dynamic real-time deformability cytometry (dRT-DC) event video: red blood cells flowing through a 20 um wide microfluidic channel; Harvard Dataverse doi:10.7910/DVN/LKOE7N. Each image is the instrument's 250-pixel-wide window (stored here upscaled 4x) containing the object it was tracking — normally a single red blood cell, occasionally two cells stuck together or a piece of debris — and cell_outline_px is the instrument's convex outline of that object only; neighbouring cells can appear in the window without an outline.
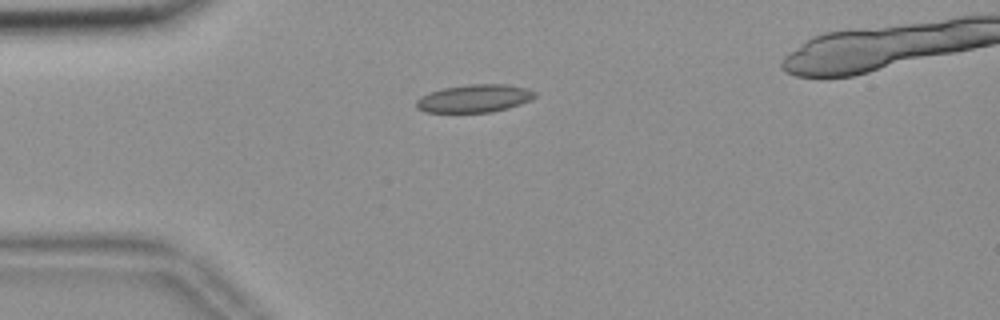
{"species": "common noctule bat (a hibernating species)", "species_latin": "Nyctalus noctula", "temperature_condition": "room temperature", "stored_images_in_passage": 40, "camera_frame_rate_fps": 3000, "um_per_image_px": 0.085, "animal": {"sex": "female", "body_mass_g": 18.4}, "frame": {"image": 1, "passage_image": 1, "time_ms": 0.0, "image_size_px": [1000, 320], "cell_outline_px": [[536, 96], [532, 100], [508, 108], [492, 112], [424, 112], [416, 108], [416, 100], [420, 96], [428, 92], [444, 88], [468, 84], [504, 84], [528, 88], [536, 92]], "centroid_in_image_um": [40.32, 8.36], "position_along_channel_um": 44.7, "area_um2": 19.42}}
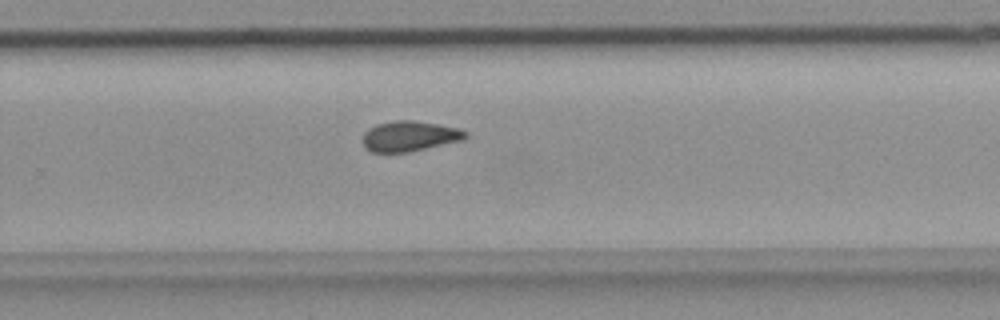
{"frame": {"image": 2, "passage_image": 23, "time_ms": 7.333, "image_size_px": [1000, 320], "cell_outline_px": [[468, 136], [460, 140], [408, 152], [372, 152], [364, 148], [360, 140], [364, 132], [368, 128], [376, 124], [396, 120], [412, 120], [436, 124], [456, 128], [468, 132]], "centroid_in_image_um": [34.71, 11.57], "position_along_channel_um": 295.1, "area_um2": 18.09}}
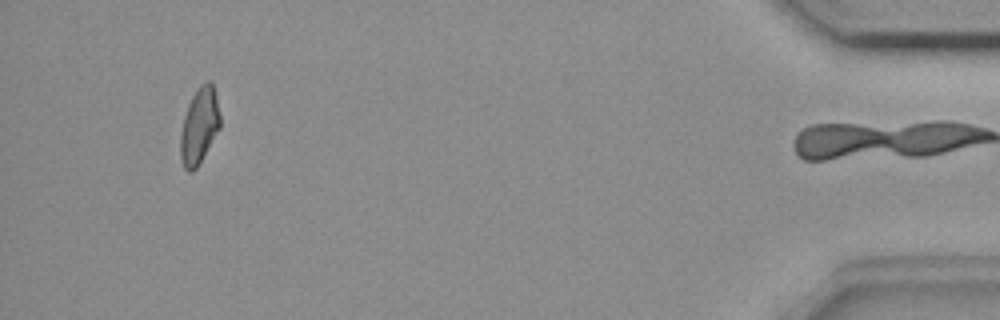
{"frame": {"image": 3, "passage_image": 39, "time_ms": 12.667, "image_size_px": [1000, 320], "cell_outline_px": [[220, 128], [200, 164], [192, 172], [188, 172], [184, 168], [180, 156], [180, 132], [184, 116], [188, 104], [192, 96], [200, 84], [208, 80], [212, 84], [216, 92], [220, 116]], "centroid_in_image_um": [16.94, 10.71], "position_along_channel_um": 418.3, "area_um2": 17.86}, "authors_computed_cell_mechanics": {"area_um2": 18.0625, "velocity_mm_per_s": 3.6863, "shape_relaxation_time_tau1_ms": 10.9986, "shape_relaxation_time_tau2_ms": 3.2233, "deformation_change_tau1": 0.1831, "deformation_change_tau2": 0.098}}